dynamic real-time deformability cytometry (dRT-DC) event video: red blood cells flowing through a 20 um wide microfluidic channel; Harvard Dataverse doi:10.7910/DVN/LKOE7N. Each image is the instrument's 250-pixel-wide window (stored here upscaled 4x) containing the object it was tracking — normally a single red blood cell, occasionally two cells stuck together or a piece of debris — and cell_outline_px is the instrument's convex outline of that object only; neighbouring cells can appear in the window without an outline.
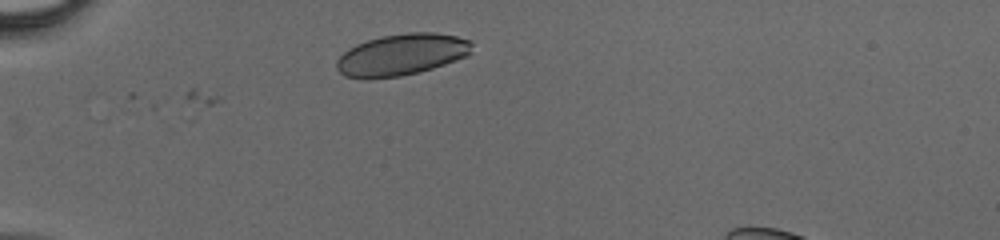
{"species": "human", "species_latin": "Homo sapiens", "temperature_condition": "cold", "stored_images_in_passage": 4, "camera_frame_rate_fps": 3000, "um_per_image_px": 0.085, "donor": {"sex": "male"}, "frame": {"image": 1, "passage_image": 4, "time_ms": 1.0, "image_size_px": [1000, 240], "cell_outline_px": [[472, 44], [468, 56], [420, 72], [400, 76], [364, 80], [344, 76], [336, 68], [336, 60], [348, 48], [356, 44], [380, 36], [408, 32], [436, 32], [456, 36], [468, 40]], "centroid_in_image_um": [34.09, 4.65], "position_along_channel_um": 50.9, "area_um2": 33.0}}